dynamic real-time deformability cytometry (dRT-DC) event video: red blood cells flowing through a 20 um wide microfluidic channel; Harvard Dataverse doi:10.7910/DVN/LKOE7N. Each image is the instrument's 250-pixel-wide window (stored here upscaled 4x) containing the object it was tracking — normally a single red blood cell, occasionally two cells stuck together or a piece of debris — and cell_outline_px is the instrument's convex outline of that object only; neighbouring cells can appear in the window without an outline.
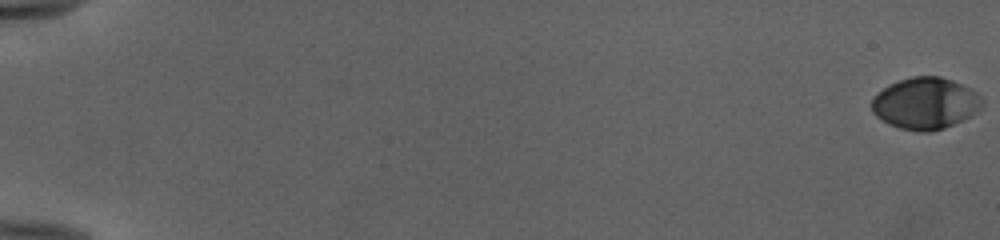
{"species": "human", "species_latin": "Homo sapiens", "temperature_condition": "cold", "stored_images_in_passage": 10, "camera_frame_rate_fps": 3000, "um_per_image_px": 0.085, "donor": {"sex": "female"}, "frame": {"image": 1, "passage_image": 1, "time_ms": 0.0, "image_size_px": [1000, 240], "cell_outline_px": [[984, 104], [972, 116], [964, 120], [944, 128], [932, 132], [920, 132], [900, 128], [888, 124], [876, 116], [872, 112], [872, 96], [876, 92], [900, 80], [912, 76], [940, 76], [952, 80], [972, 88], [980, 92], [984, 96]], "centroid_in_image_um": [78.71, 8.78], "position_along_channel_um": 6.3, "area_um2": 33.81}}